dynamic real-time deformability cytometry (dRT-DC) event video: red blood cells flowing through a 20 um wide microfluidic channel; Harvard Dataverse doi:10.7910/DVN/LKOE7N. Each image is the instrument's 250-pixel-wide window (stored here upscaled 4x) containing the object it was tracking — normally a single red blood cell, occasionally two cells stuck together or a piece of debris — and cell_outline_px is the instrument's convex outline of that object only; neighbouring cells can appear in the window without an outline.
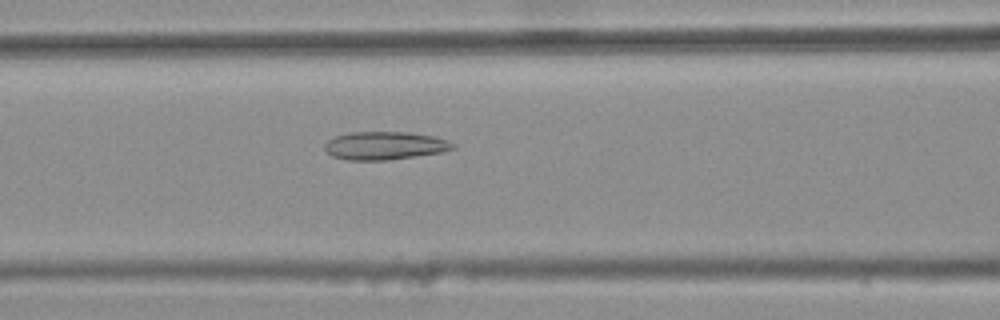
{"species": "common noctule bat (a hibernating species)", "species_latin": "Nyctalus noctula", "temperature_condition": "warm", "stored_images_in_passage": 48, "camera_frame_rate_fps": 3000, "um_per_image_px": 0.085, "animal": {"sex": "female", "body_mass_g": 25.1}, "frame": {"image": 1, "passage_image": 22, "time_ms": 7.0, "image_size_px": [1000, 320], "cell_outline_px": [[456, 148], [440, 152], [416, 156], [388, 160], [348, 160], [332, 156], [324, 148], [324, 144], [328, 140], [336, 136], [348, 132], [408, 132], [436, 136], [448, 140], [456, 144]], "centroid_in_image_um": [32.73, 12.37], "position_along_channel_um": 133.9, "area_um2": 21.1}}
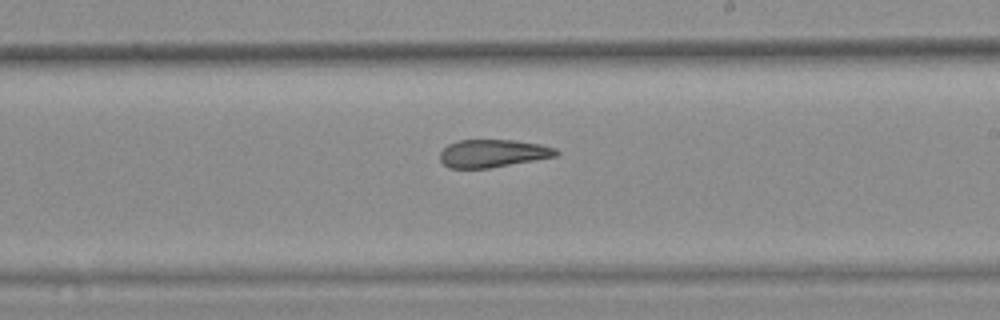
{"frame": {"image": 2, "passage_image": 31, "time_ms": 10.0, "image_size_px": [1000, 320], "cell_outline_px": [[560, 152], [556, 156], [536, 160], [492, 168], [448, 168], [440, 160], [440, 152], [448, 144], [456, 140], [512, 140], [540, 144], [556, 148]], "centroid_in_image_um": [41.89, 13.04], "position_along_channel_um": 247.1, "area_um2": 18.96}}
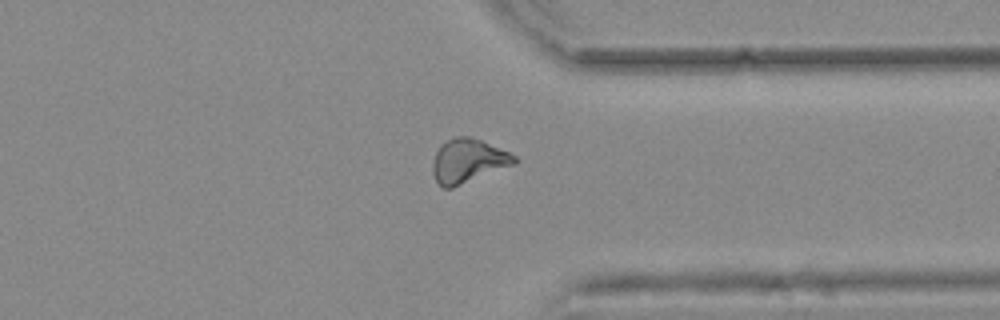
{"frame": {"image": 3, "passage_image": 41, "time_ms": 13.333, "image_size_px": [1000, 320], "cell_outline_px": [[520, 160], [516, 164], [452, 188], [444, 188], [436, 180], [432, 172], [432, 164], [436, 152], [440, 144], [456, 136], [468, 136], [480, 140], [508, 152], [516, 156]], "centroid_in_image_um": [39.79, 13.68], "position_along_channel_um": 371.6, "area_um2": 20.87}, "authors_computed_cell_mechanics": {"area_um2": 20.6057, "velocity_mm_per_s": 3.7829, "shape_relaxation_time_tau1_ms": null, "shape_relaxation_time_tau2_ms": 3.7825, "deformation_change_tau1": null, "deformation_change_tau2": 0.1428}}